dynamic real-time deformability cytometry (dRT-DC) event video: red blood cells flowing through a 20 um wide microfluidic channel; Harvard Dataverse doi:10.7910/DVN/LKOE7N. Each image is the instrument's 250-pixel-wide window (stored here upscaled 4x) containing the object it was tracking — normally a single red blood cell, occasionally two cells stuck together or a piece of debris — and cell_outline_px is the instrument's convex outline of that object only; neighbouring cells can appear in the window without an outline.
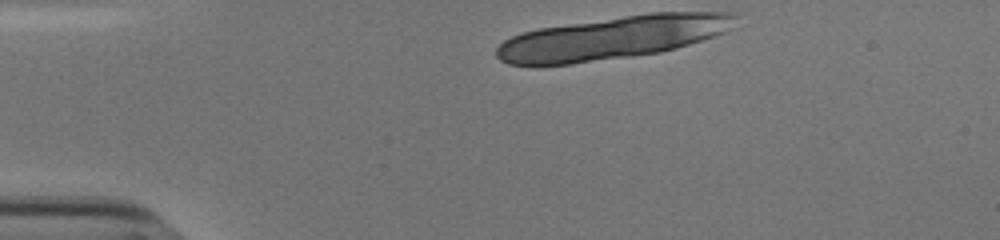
{"species": "human", "species_latin": "Homo sapiens", "temperature_condition": "cold", "stored_images_in_passage": 10, "camera_frame_rate_fps": 3000, "um_per_image_px": 0.085, "donor": {"sex": "male"}, "frame": {"image": 1, "passage_image": 1, "time_ms": 0.0, "image_size_px": [1000, 240], "cell_outline_px": [[740, 12], [732, 28], [724, 32], [676, 48], [660, 52], [568, 64], [536, 68], [508, 64], [500, 60], [496, 56], [496, 48], [504, 40], [512, 36], [524, 32], [540, 28], [648, 12]], "centroid_in_image_um": [52.01, 3.21], "position_along_channel_um": 33.0, "area_um2": 60.23}}